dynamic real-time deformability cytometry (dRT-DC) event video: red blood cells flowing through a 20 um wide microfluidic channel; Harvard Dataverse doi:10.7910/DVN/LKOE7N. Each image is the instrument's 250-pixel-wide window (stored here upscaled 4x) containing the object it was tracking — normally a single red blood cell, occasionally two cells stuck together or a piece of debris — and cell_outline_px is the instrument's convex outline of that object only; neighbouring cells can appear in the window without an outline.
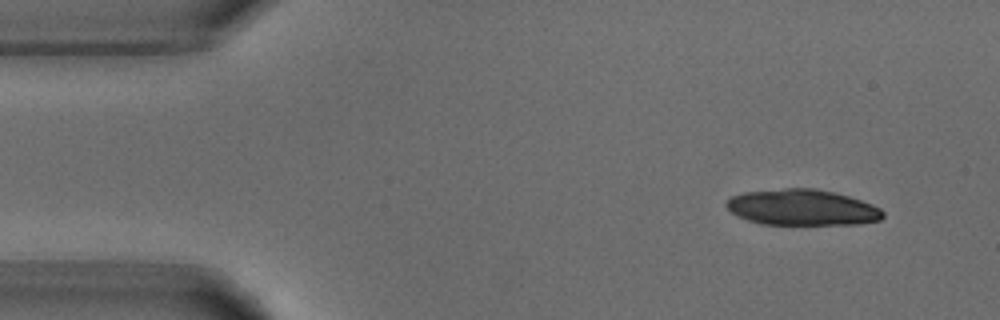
{"species": "common noctule bat (a hibernating species)", "species_latin": "Nyctalus noctula", "temperature_condition": "warm", "stored_images_in_passage": 35, "camera_frame_rate_fps": 3000, "um_per_image_px": 0.085, "animal": {"sex": "male", "body_mass_g": 18.8}, "frame": {"image": 1, "passage_image": 4, "time_ms": 1.0, "image_size_px": [1000, 320], "cell_outline_px": [[884, 216], [880, 220], [856, 224], [760, 224], [748, 220], [732, 212], [724, 204], [724, 200], [732, 196], [744, 192], [784, 188], [812, 188], [832, 192], [848, 196], [872, 204], [880, 208], [884, 212]], "centroid_in_image_um": [68.17, 17.63], "position_along_channel_um": 16.8, "area_um2": 32.66}}
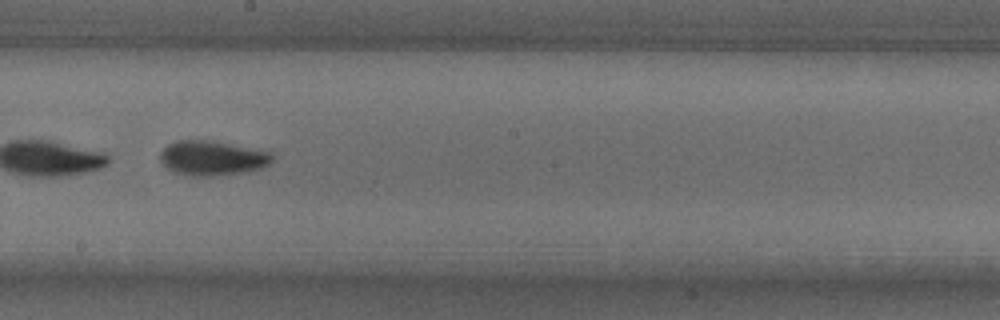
{"frame": {"image": 2, "passage_image": 28, "time_ms": 9.0, "image_size_px": [1000, 320], "cell_outline_px": [[272, 160], [268, 164], [260, 168], [244, 172], [212, 176], [192, 176], [176, 172], [168, 168], [160, 160], [160, 152], [168, 144], [176, 140], [216, 140], [268, 152], [272, 156]], "centroid_in_image_um": [18.0, 13.42], "position_along_channel_um": 230.2, "area_um2": 22.48}}